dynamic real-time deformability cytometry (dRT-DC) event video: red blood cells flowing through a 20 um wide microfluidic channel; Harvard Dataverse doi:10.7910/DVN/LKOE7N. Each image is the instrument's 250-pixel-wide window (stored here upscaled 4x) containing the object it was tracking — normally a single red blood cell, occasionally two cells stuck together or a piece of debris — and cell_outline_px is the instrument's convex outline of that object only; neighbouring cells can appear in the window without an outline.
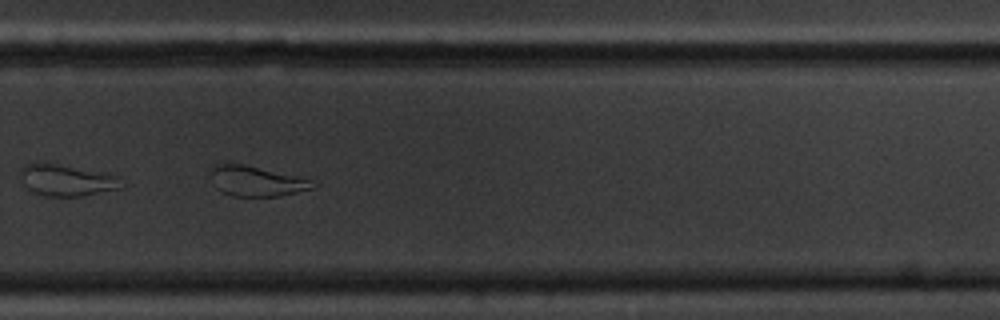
{"species": "common noctule bat (a hibernating species)", "species_latin": "Nyctalus noctula", "temperature_condition": "cold", "stored_images_in_passage": 49, "camera_frame_rate_fps": 3000, "um_per_image_px": 0.085, "animal": {"sex": "male", "body_mass_g": 20.1, "forearm_length_mm": 53.5}, "frame": {"image": 1, "passage_image": 32, "time_ms": 10.333, "image_size_px": [1000, 320], "cell_outline_px": [[316, 184], [312, 188], [280, 196], [232, 196], [216, 188], [212, 172], [212, 168], [216, 164], [240, 164], [296, 176], [308, 180]], "centroid_in_image_um": [21.79, 15.41], "position_along_channel_um": 308.0, "area_um2": 17.17}}
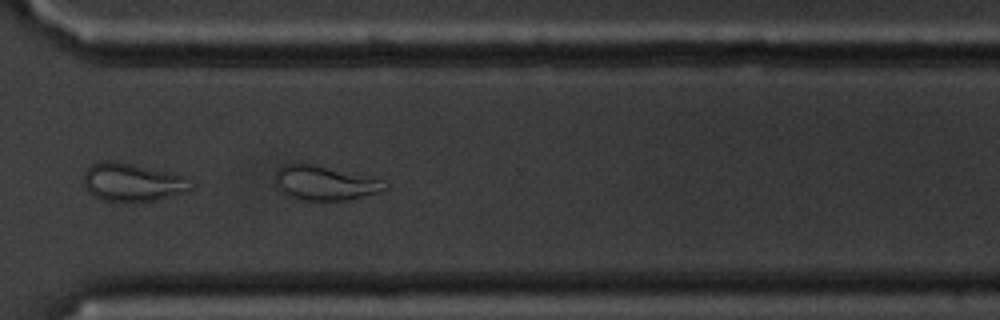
{"frame": {"image": 2, "passage_image": 35, "time_ms": 11.333, "image_size_px": [1000, 320], "cell_outline_px": [[388, 188], [380, 192], [344, 200], [304, 200], [292, 196], [276, 188], [276, 172], [284, 164], [296, 160], [300, 160], [380, 180], [388, 184]], "centroid_in_image_um": [27.55, 15.51], "position_along_channel_um": 343.1, "area_um2": 21.96}}
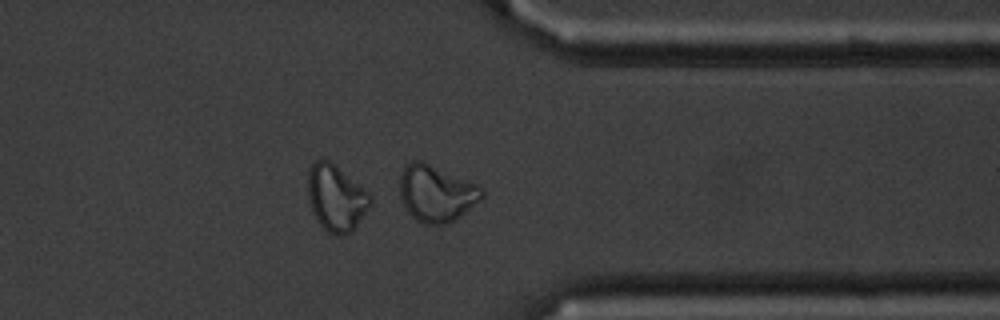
{"frame": {"image": 3, "passage_image": 38, "time_ms": 12.333, "image_size_px": [1000, 320], "cell_outline_px": [[484, 196], [480, 200], [456, 220], [444, 224], [424, 224], [416, 220], [408, 212], [400, 196], [400, 176], [404, 164], [408, 160], [424, 160], [484, 188]], "centroid_in_image_um": [37.07, 16.41], "position_along_channel_um": 374.3, "area_um2": 27.34}, "authors_computed_cell_mechanics": {"area_um2": 21.964, "velocity_mm_per_s": 3.4886, "shape_relaxation_time_tau1_ms": null, "shape_relaxation_time_tau2_ms": 4.3803, "deformation_change_tau1": null, "deformation_change_tau2": 0.1079}}